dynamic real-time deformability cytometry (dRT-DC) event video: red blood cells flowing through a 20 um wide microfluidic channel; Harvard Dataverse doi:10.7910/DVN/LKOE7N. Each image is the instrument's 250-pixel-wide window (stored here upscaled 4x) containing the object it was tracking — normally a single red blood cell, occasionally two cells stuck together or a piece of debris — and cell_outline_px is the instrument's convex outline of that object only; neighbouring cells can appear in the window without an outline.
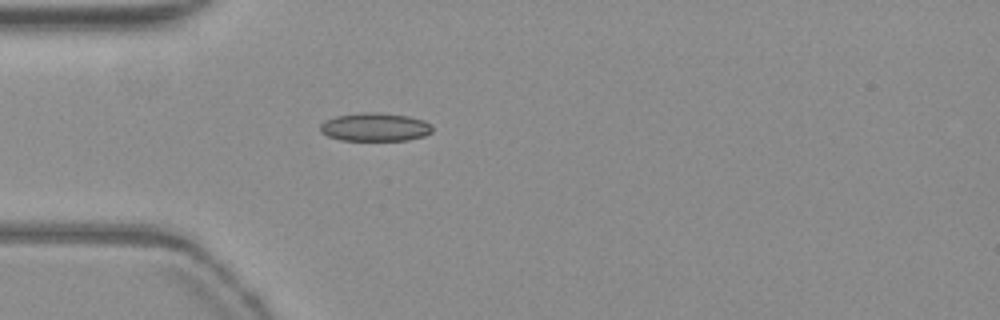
{"species": "common noctule bat (a hibernating species)", "species_latin": "Nyctalus noctula", "temperature_condition": "warm", "stored_images_in_passage": 39, "camera_frame_rate_fps": 3000, "um_per_image_px": 0.085, "animal": {"sex": "female", "body_mass_g": 19.3, "forearm_length_mm": 54.1}, "frame": {"image": 1, "passage_image": 1, "time_ms": 0.0, "image_size_px": [1000, 320], "cell_outline_px": [[432, 132], [424, 136], [408, 140], [340, 140], [328, 136], [320, 132], [320, 124], [324, 120], [336, 116], [360, 112], [376, 112], [408, 116], [424, 120], [432, 124]], "centroid_in_image_um": [31.87, 10.79], "position_along_channel_um": 53.1, "area_um2": 18.67}}
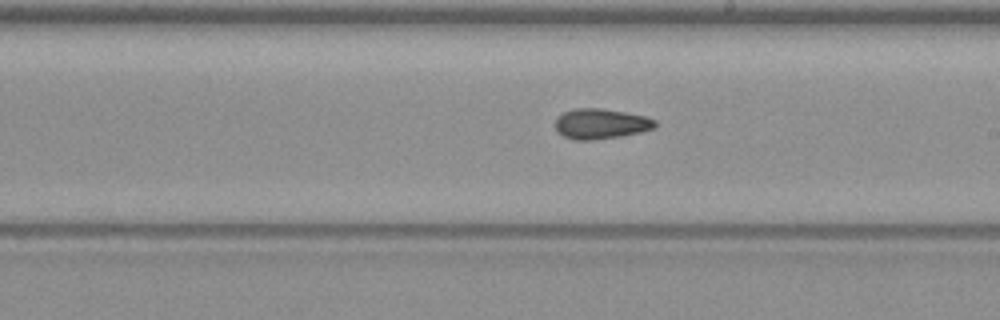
{"frame": {"image": 2, "passage_image": 16, "time_ms": 5.0, "image_size_px": [1000, 320], "cell_outline_px": [[656, 128], [640, 132], [620, 136], [592, 140], [576, 140], [564, 136], [556, 132], [556, 116], [564, 112], [576, 108], [600, 108], [624, 112], [644, 116], [656, 120]], "centroid_in_image_um": [51.05, 10.52], "position_along_channel_um": 237.9, "area_um2": 17.57}}
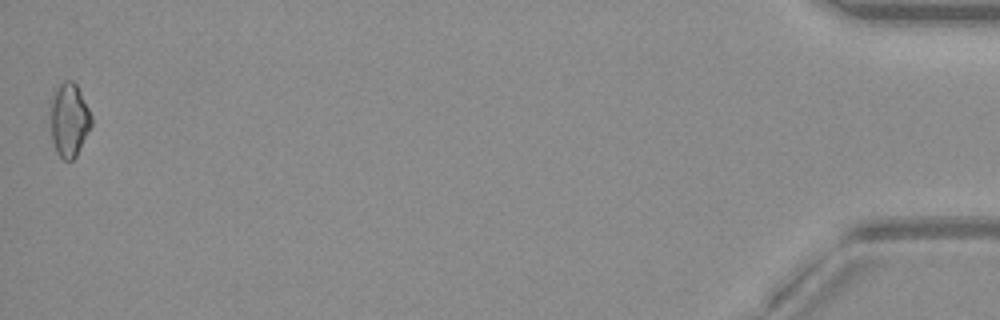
{"frame": {"image": 3, "passage_image": 39, "time_ms": 12.667, "image_size_px": [1000, 320], "cell_outline_px": [[92, 124], [76, 156], [72, 160], [64, 160], [56, 152], [52, 140], [52, 92], [64, 80], [72, 80], [76, 84], [92, 116]], "centroid_in_image_um": [5.89, 10.18], "position_along_channel_um": 429.3, "area_um2": 17.22}, "authors_computed_cell_mechanics": {"area_um2": 17.2244, "velocity_mm_per_s": 3.8277, "shape_relaxation_time_tau1_ms": null, "shape_relaxation_time_tau2_ms": 6.4554, "deformation_change_tau1": null, "deformation_change_tau2": 0.1278}}